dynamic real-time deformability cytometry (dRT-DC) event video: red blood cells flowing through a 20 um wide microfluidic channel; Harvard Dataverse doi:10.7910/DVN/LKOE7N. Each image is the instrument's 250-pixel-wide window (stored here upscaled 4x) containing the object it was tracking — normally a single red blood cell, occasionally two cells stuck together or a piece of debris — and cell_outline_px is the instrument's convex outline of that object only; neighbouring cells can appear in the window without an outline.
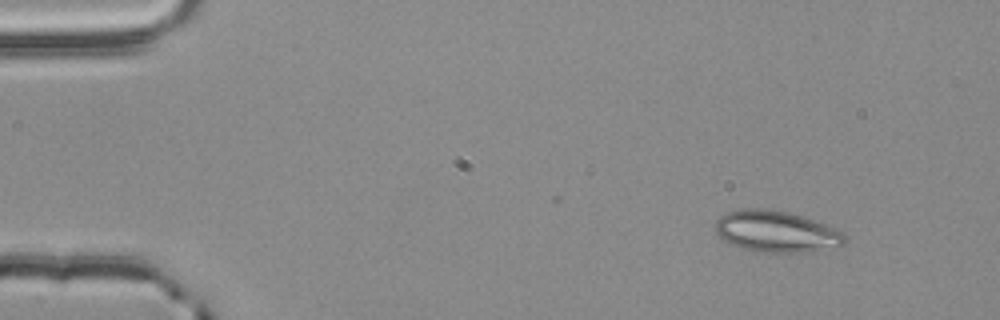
{"species": "common noctule bat (a hibernating species)", "species_latin": "Nyctalus noctula", "temperature_condition": "room temperature", "stored_images_in_passage": 50, "camera_frame_rate_fps": 3000, "um_per_image_px": 0.085, "animal": {"sex": "male", "body_mass_g": 20.4}, "frame": {"image": 1, "passage_image": 1, "time_ms": 0.0, "image_size_px": [1000, 320], "cell_outline_px": [[848, 240], [844, 244], [808, 252], [760, 252], [740, 248], [728, 244], [716, 232], [716, 220], [720, 216], [728, 212], [744, 208], [764, 208], [792, 212], [804, 216], [836, 228], [844, 232]], "centroid_in_image_um": [65.99, 19.67], "position_along_channel_um": 19.0, "area_um2": 31.5}}
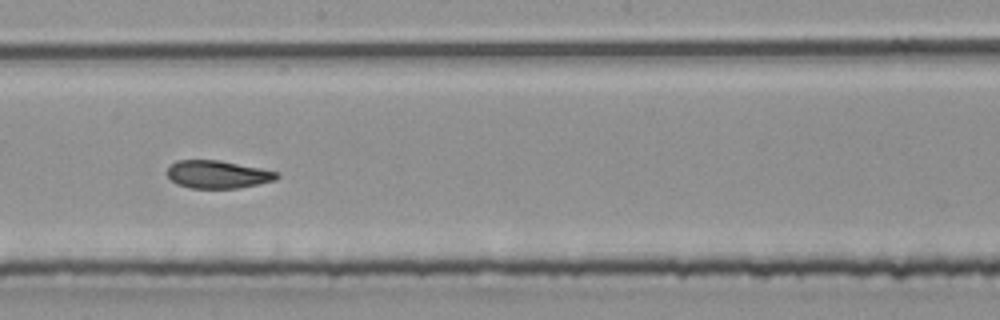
{"frame": {"image": 2, "passage_image": 26, "time_ms": 8.333, "image_size_px": [1000, 320], "cell_outline_px": [[280, 176], [276, 180], [240, 188], [188, 188], [176, 184], [168, 176], [168, 168], [176, 160], [220, 160], [280, 172]], "centroid_in_image_um": [18.53, 14.83], "position_along_channel_um": 229.7, "area_um2": 17.86}}
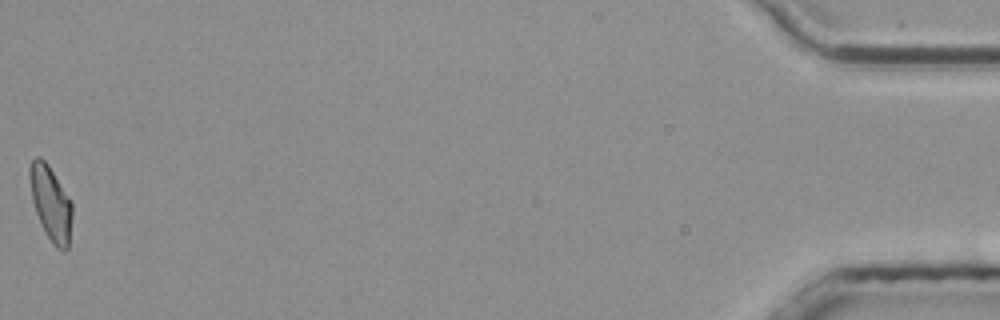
{"frame": {"image": 3, "passage_image": 50, "time_ms": 16.333, "image_size_px": [1000, 320], "cell_outline_px": [[72, 216], [68, 248], [64, 252], [56, 248], [52, 244], [44, 232], [36, 212], [32, 200], [28, 176], [28, 168], [32, 160], [36, 156], [40, 156], [48, 164], [72, 200]], "centroid_in_image_um": [4.31, 17.27], "position_along_channel_um": 430.9, "area_um2": 18.84}, "authors_computed_cell_mechanics": {"area_um2": 18.6116, "velocity_mm_per_s": 3.8147, "shape_relaxation_time_tau1_ms": null, "shape_relaxation_time_tau2_ms": 2.8705, "deformation_change_tau1": null, "deformation_change_tau2": 0.083}}